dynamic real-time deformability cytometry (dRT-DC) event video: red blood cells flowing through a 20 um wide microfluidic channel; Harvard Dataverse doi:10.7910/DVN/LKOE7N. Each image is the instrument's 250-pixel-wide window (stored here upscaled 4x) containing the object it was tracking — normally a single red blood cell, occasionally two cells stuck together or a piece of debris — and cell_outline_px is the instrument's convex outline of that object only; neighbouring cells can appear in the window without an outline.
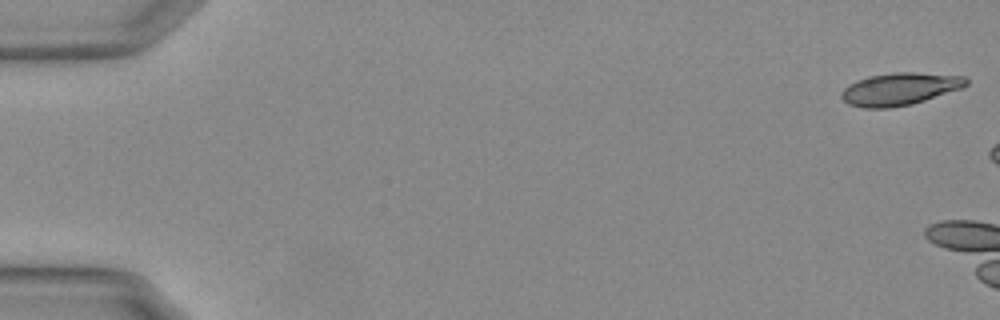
{"species": "Egyptian fruit bat (a non-hibernating species)", "species_latin": "Rousettus aegyptiacus", "temperature_condition": "warm", "stored_images_in_passage": 51, "segment_of_instrument_passage": [1, 2], "camera_frame_rate_fps": 3000, "um_per_image_px": 0.085, "animal": {"sex": "female"}, "frame": {"image": 1, "passage_image": 1, "time_ms": 0.0, "image_size_px": [1000, 320], "cell_outline_px": [[968, 84], [964, 88], [912, 104], [888, 108], [864, 108], [848, 104], [840, 96], [840, 92], [848, 84], [856, 80], [868, 76], [892, 72], [916, 72], [964, 76], [968, 80]], "centroid_in_image_um": [76.48, 7.56], "position_along_channel_um": 8.5, "area_um2": 23.87}}